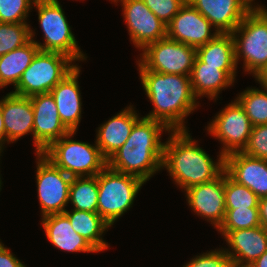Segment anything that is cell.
<instances>
[{
    "label": "cell",
    "instance_id": "1",
    "mask_svg": "<svg viewBox=\"0 0 267 267\" xmlns=\"http://www.w3.org/2000/svg\"><path fill=\"white\" fill-rule=\"evenodd\" d=\"M139 73L145 94L154 107L144 117L164 123L171 131L187 130L185 119L199 106L190 76L152 70H139Z\"/></svg>",
    "mask_w": 267,
    "mask_h": 267
},
{
    "label": "cell",
    "instance_id": "2",
    "mask_svg": "<svg viewBox=\"0 0 267 267\" xmlns=\"http://www.w3.org/2000/svg\"><path fill=\"white\" fill-rule=\"evenodd\" d=\"M164 131L169 133L171 130L158 120L141 117L125 143L107 160V166L149 181L162 168L164 143L161 134Z\"/></svg>",
    "mask_w": 267,
    "mask_h": 267
},
{
    "label": "cell",
    "instance_id": "3",
    "mask_svg": "<svg viewBox=\"0 0 267 267\" xmlns=\"http://www.w3.org/2000/svg\"><path fill=\"white\" fill-rule=\"evenodd\" d=\"M189 130L170 131L164 142L162 168H166L176 185L183 190L207 183L225 171V156L219 152L217 162L193 140Z\"/></svg>",
    "mask_w": 267,
    "mask_h": 267
},
{
    "label": "cell",
    "instance_id": "4",
    "mask_svg": "<svg viewBox=\"0 0 267 267\" xmlns=\"http://www.w3.org/2000/svg\"><path fill=\"white\" fill-rule=\"evenodd\" d=\"M76 132L69 131L52 142L42 155L72 178L96 176L107 166V160L101 154L96 141L93 146L71 139Z\"/></svg>",
    "mask_w": 267,
    "mask_h": 267
},
{
    "label": "cell",
    "instance_id": "5",
    "mask_svg": "<svg viewBox=\"0 0 267 267\" xmlns=\"http://www.w3.org/2000/svg\"><path fill=\"white\" fill-rule=\"evenodd\" d=\"M38 20L44 33V43L33 40L35 32L30 29V40L35 42L40 51L64 54L75 61H84L86 56L78 47L65 13L59 1L36 0Z\"/></svg>",
    "mask_w": 267,
    "mask_h": 267
},
{
    "label": "cell",
    "instance_id": "6",
    "mask_svg": "<svg viewBox=\"0 0 267 267\" xmlns=\"http://www.w3.org/2000/svg\"><path fill=\"white\" fill-rule=\"evenodd\" d=\"M97 213L112 226L129 210L145 182L134 175L120 173L106 166L98 175Z\"/></svg>",
    "mask_w": 267,
    "mask_h": 267
},
{
    "label": "cell",
    "instance_id": "7",
    "mask_svg": "<svg viewBox=\"0 0 267 267\" xmlns=\"http://www.w3.org/2000/svg\"><path fill=\"white\" fill-rule=\"evenodd\" d=\"M231 34L236 64L242 57L243 69L256 78L267 66V14L250 10Z\"/></svg>",
    "mask_w": 267,
    "mask_h": 267
},
{
    "label": "cell",
    "instance_id": "8",
    "mask_svg": "<svg viewBox=\"0 0 267 267\" xmlns=\"http://www.w3.org/2000/svg\"><path fill=\"white\" fill-rule=\"evenodd\" d=\"M72 62L74 63L64 54L39 50L12 93L24 97L50 93L77 66Z\"/></svg>",
    "mask_w": 267,
    "mask_h": 267
},
{
    "label": "cell",
    "instance_id": "9",
    "mask_svg": "<svg viewBox=\"0 0 267 267\" xmlns=\"http://www.w3.org/2000/svg\"><path fill=\"white\" fill-rule=\"evenodd\" d=\"M138 59V70L190 76L197 57V48L163 38L147 45Z\"/></svg>",
    "mask_w": 267,
    "mask_h": 267
},
{
    "label": "cell",
    "instance_id": "10",
    "mask_svg": "<svg viewBox=\"0 0 267 267\" xmlns=\"http://www.w3.org/2000/svg\"><path fill=\"white\" fill-rule=\"evenodd\" d=\"M36 183L41 216L64 213L69 203L72 177L54 166L42 154H36Z\"/></svg>",
    "mask_w": 267,
    "mask_h": 267
},
{
    "label": "cell",
    "instance_id": "11",
    "mask_svg": "<svg viewBox=\"0 0 267 267\" xmlns=\"http://www.w3.org/2000/svg\"><path fill=\"white\" fill-rule=\"evenodd\" d=\"M253 125L241 105L234 100L214 117L207 131L222 142L221 153L226 156L242 152L247 146Z\"/></svg>",
    "mask_w": 267,
    "mask_h": 267
},
{
    "label": "cell",
    "instance_id": "12",
    "mask_svg": "<svg viewBox=\"0 0 267 267\" xmlns=\"http://www.w3.org/2000/svg\"><path fill=\"white\" fill-rule=\"evenodd\" d=\"M122 4L130 40L141 51L149 44L166 38L165 25L142 0H112Z\"/></svg>",
    "mask_w": 267,
    "mask_h": 267
},
{
    "label": "cell",
    "instance_id": "13",
    "mask_svg": "<svg viewBox=\"0 0 267 267\" xmlns=\"http://www.w3.org/2000/svg\"><path fill=\"white\" fill-rule=\"evenodd\" d=\"M185 192L187 203L192 210L218 230L226 214L225 171L214 180L191 186Z\"/></svg>",
    "mask_w": 267,
    "mask_h": 267
},
{
    "label": "cell",
    "instance_id": "14",
    "mask_svg": "<svg viewBox=\"0 0 267 267\" xmlns=\"http://www.w3.org/2000/svg\"><path fill=\"white\" fill-rule=\"evenodd\" d=\"M212 24L190 3L186 2L167 24L166 37L198 48L213 40L219 33H211Z\"/></svg>",
    "mask_w": 267,
    "mask_h": 267
},
{
    "label": "cell",
    "instance_id": "15",
    "mask_svg": "<svg viewBox=\"0 0 267 267\" xmlns=\"http://www.w3.org/2000/svg\"><path fill=\"white\" fill-rule=\"evenodd\" d=\"M34 113L35 154L42 152L54 141L66 135L69 130L61 122L54 97L51 93L30 97Z\"/></svg>",
    "mask_w": 267,
    "mask_h": 267
},
{
    "label": "cell",
    "instance_id": "16",
    "mask_svg": "<svg viewBox=\"0 0 267 267\" xmlns=\"http://www.w3.org/2000/svg\"><path fill=\"white\" fill-rule=\"evenodd\" d=\"M219 34H231L250 11V0H187Z\"/></svg>",
    "mask_w": 267,
    "mask_h": 267
},
{
    "label": "cell",
    "instance_id": "17",
    "mask_svg": "<svg viewBox=\"0 0 267 267\" xmlns=\"http://www.w3.org/2000/svg\"><path fill=\"white\" fill-rule=\"evenodd\" d=\"M225 172L258 197H267V160L233 152L225 156Z\"/></svg>",
    "mask_w": 267,
    "mask_h": 267
},
{
    "label": "cell",
    "instance_id": "18",
    "mask_svg": "<svg viewBox=\"0 0 267 267\" xmlns=\"http://www.w3.org/2000/svg\"><path fill=\"white\" fill-rule=\"evenodd\" d=\"M229 249H224L234 266H250L267 251V230L258 227L229 231L224 236Z\"/></svg>",
    "mask_w": 267,
    "mask_h": 267
},
{
    "label": "cell",
    "instance_id": "19",
    "mask_svg": "<svg viewBox=\"0 0 267 267\" xmlns=\"http://www.w3.org/2000/svg\"><path fill=\"white\" fill-rule=\"evenodd\" d=\"M5 127V143L15 142L32 134L34 141V113L30 97L9 92L0 100Z\"/></svg>",
    "mask_w": 267,
    "mask_h": 267
},
{
    "label": "cell",
    "instance_id": "20",
    "mask_svg": "<svg viewBox=\"0 0 267 267\" xmlns=\"http://www.w3.org/2000/svg\"><path fill=\"white\" fill-rule=\"evenodd\" d=\"M80 71L81 69L77 64V66L50 91L55 99L60 120L69 131H76L78 129L82 117L81 93L78 84Z\"/></svg>",
    "mask_w": 267,
    "mask_h": 267
},
{
    "label": "cell",
    "instance_id": "21",
    "mask_svg": "<svg viewBox=\"0 0 267 267\" xmlns=\"http://www.w3.org/2000/svg\"><path fill=\"white\" fill-rule=\"evenodd\" d=\"M139 117L129 105L98 127L95 141L106 160L125 143Z\"/></svg>",
    "mask_w": 267,
    "mask_h": 267
},
{
    "label": "cell",
    "instance_id": "22",
    "mask_svg": "<svg viewBox=\"0 0 267 267\" xmlns=\"http://www.w3.org/2000/svg\"><path fill=\"white\" fill-rule=\"evenodd\" d=\"M45 235L53 246L67 252L97 251L79 234H77L64 213L51 214L41 218Z\"/></svg>",
    "mask_w": 267,
    "mask_h": 267
},
{
    "label": "cell",
    "instance_id": "23",
    "mask_svg": "<svg viewBox=\"0 0 267 267\" xmlns=\"http://www.w3.org/2000/svg\"><path fill=\"white\" fill-rule=\"evenodd\" d=\"M234 79L221 66H212L201 62L197 57L190 73V82L194 96L215 99L222 91L234 83Z\"/></svg>",
    "mask_w": 267,
    "mask_h": 267
},
{
    "label": "cell",
    "instance_id": "24",
    "mask_svg": "<svg viewBox=\"0 0 267 267\" xmlns=\"http://www.w3.org/2000/svg\"><path fill=\"white\" fill-rule=\"evenodd\" d=\"M197 58L212 66H221L234 80L237 64L232 34H218L207 44L197 48Z\"/></svg>",
    "mask_w": 267,
    "mask_h": 267
},
{
    "label": "cell",
    "instance_id": "25",
    "mask_svg": "<svg viewBox=\"0 0 267 267\" xmlns=\"http://www.w3.org/2000/svg\"><path fill=\"white\" fill-rule=\"evenodd\" d=\"M64 214L69 218L73 230L81 235L97 252L108 248L102 234L111 227L98 213L71 209Z\"/></svg>",
    "mask_w": 267,
    "mask_h": 267
},
{
    "label": "cell",
    "instance_id": "26",
    "mask_svg": "<svg viewBox=\"0 0 267 267\" xmlns=\"http://www.w3.org/2000/svg\"><path fill=\"white\" fill-rule=\"evenodd\" d=\"M38 51L39 47L30 40L24 46L0 56V88L11 84L15 87Z\"/></svg>",
    "mask_w": 267,
    "mask_h": 267
},
{
    "label": "cell",
    "instance_id": "27",
    "mask_svg": "<svg viewBox=\"0 0 267 267\" xmlns=\"http://www.w3.org/2000/svg\"><path fill=\"white\" fill-rule=\"evenodd\" d=\"M97 175L73 177L70 185L69 203L75 210L97 213L98 205Z\"/></svg>",
    "mask_w": 267,
    "mask_h": 267
},
{
    "label": "cell",
    "instance_id": "28",
    "mask_svg": "<svg viewBox=\"0 0 267 267\" xmlns=\"http://www.w3.org/2000/svg\"><path fill=\"white\" fill-rule=\"evenodd\" d=\"M262 89L247 88L235 99L244 109L253 126L267 124V88Z\"/></svg>",
    "mask_w": 267,
    "mask_h": 267
},
{
    "label": "cell",
    "instance_id": "29",
    "mask_svg": "<svg viewBox=\"0 0 267 267\" xmlns=\"http://www.w3.org/2000/svg\"><path fill=\"white\" fill-rule=\"evenodd\" d=\"M226 209L259 208V197L244 185L232 180L225 172Z\"/></svg>",
    "mask_w": 267,
    "mask_h": 267
},
{
    "label": "cell",
    "instance_id": "30",
    "mask_svg": "<svg viewBox=\"0 0 267 267\" xmlns=\"http://www.w3.org/2000/svg\"><path fill=\"white\" fill-rule=\"evenodd\" d=\"M261 226L259 208L226 209L225 219L218 231L223 237L229 232Z\"/></svg>",
    "mask_w": 267,
    "mask_h": 267
},
{
    "label": "cell",
    "instance_id": "31",
    "mask_svg": "<svg viewBox=\"0 0 267 267\" xmlns=\"http://www.w3.org/2000/svg\"><path fill=\"white\" fill-rule=\"evenodd\" d=\"M28 23L0 22V56L20 48L30 41Z\"/></svg>",
    "mask_w": 267,
    "mask_h": 267
},
{
    "label": "cell",
    "instance_id": "32",
    "mask_svg": "<svg viewBox=\"0 0 267 267\" xmlns=\"http://www.w3.org/2000/svg\"><path fill=\"white\" fill-rule=\"evenodd\" d=\"M36 0H0V22L27 23L28 13Z\"/></svg>",
    "mask_w": 267,
    "mask_h": 267
},
{
    "label": "cell",
    "instance_id": "33",
    "mask_svg": "<svg viewBox=\"0 0 267 267\" xmlns=\"http://www.w3.org/2000/svg\"><path fill=\"white\" fill-rule=\"evenodd\" d=\"M242 152L254 158L267 160V124L253 126L247 146Z\"/></svg>",
    "mask_w": 267,
    "mask_h": 267
},
{
    "label": "cell",
    "instance_id": "34",
    "mask_svg": "<svg viewBox=\"0 0 267 267\" xmlns=\"http://www.w3.org/2000/svg\"><path fill=\"white\" fill-rule=\"evenodd\" d=\"M152 13L167 25L187 0H142Z\"/></svg>",
    "mask_w": 267,
    "mask_h": 267
},
{
    "label": "cell",
    "instance_id": "35",
    "mask_svg": "<svg viewBox=\"0 0 267 267\" xmlns=\"http://www.w3.org/2000/svg\"><path fill=\"white\" fill-rule=\"evenodd\" d=\"M182 267H233V265L225 250L219 248L193 257Z\"/></svg>",
    "mask_w": 267,
    "mask_h": 267
},
{
    "label": "cell",
    "instance_id": "36",
    "mask_svg": "<svg viewBox=\"0 0 267 267\" xmlns=\"http://www.w3.org/2000/svg\"><path fill=\"white\" fill-rule=\"evenodd\" d=\"M0 267H26L21 260L16 258L10 249L0 242Z\"/></svg>",
    "mask_w": 267,
    "mask_h": 267
},
{
    "label": "cell",
    "instance_id": "37",
    "mask_svg": "<svg viewBox=\"0 0 267 267\" xmlns=\"http://www.w3.org/2000/svg\"><path fill=\"white\" fill-rule=\"evenodd\" d=\"M259 218L261 225L267 230V197L259 199Z\"/></svg>",
    "mask_w": 267,
    "mask_h": 267
},
{
    "label": "cell",
    "instance_id": "38",
    "mask_svg": "<svg viewBox=\"0 0 267 267\" xmlns=\"http://www.w3.org/2000/svg\"><path fill=\"white\" fill-rule=\"evenodd\" d=\"M4 144H5V127H4V121H3V115H2V107L0 105V155L2 151L4 150Z\"/></svg>",
    "mask_w": 267,
    "mask_h": 267
},
{
    "label": "cell",
    "instance_id": "39",
    "mask_svg": "<svg viewBox=\"0 0 267 267\" xmlns=\"http://www.w3.org/2000/svg\"><path fill=\"white\" fill-rule=\"evenodd\" d=\"M251 267H267V251H265L258 259H256Z\"/></svg>",
    "mask_w": 267,
    "mask_h": 267
},
{
    "label": "cell",
    "instance_id": "40",
    "mask_svg": "<svg viewBox=\"0 0 267 267\" xmlns=\"http://www.w3.org/2000/svg\"><path fill=\"white\" fill-rule=\"evenodd\" d=\"M255 80L260 83L262 87L267 88V66L259 73Z\"/></svg>",
    "mask_w": 267,
    "mask_h": 267
},
{
    "label": "cell",
    "instance_id": "41",
    "mask_svg": "<svg viewBox=\"0 0 267 267\" xmlns=\"http://www.w3.org/2000/svg\"><path fill=\"white\" fill-rule=\"evenodd\" d=\"M267 7H264V6H260V5H254V6H250V10H254V11H258V12H265L267 14Z\"/></svg>",
    "mask_w": 267,
    "mask_h": 267
},
{
    "label": "cell",
    "instance_id": "42",
    "mask_svg": "<svg viewBox=\"0 0 267 267\" xmlns=\"http://www.w3.org/2000/svg\"><path fill=\"white\" fill-rule=\"evenodd\" d=\"M254 0H250V6H253Z\"/></svg>",
    "mask_w": 267,
    "mask_h": 267
},
{
    "label": "cell",
    "instance_id": "43",
    "mask_svg": "<svg viewBox=\"0 0 267 267\" xmlns=\"http://www.w3.org/2000/svg\"><path fill=\"white\" fill-rule=\"evenodd\" d=\"M234 267H251V266H234Z\"/></svg>",
    "mask_w": 267,
    "mask_h": 267
}]
</instances>
